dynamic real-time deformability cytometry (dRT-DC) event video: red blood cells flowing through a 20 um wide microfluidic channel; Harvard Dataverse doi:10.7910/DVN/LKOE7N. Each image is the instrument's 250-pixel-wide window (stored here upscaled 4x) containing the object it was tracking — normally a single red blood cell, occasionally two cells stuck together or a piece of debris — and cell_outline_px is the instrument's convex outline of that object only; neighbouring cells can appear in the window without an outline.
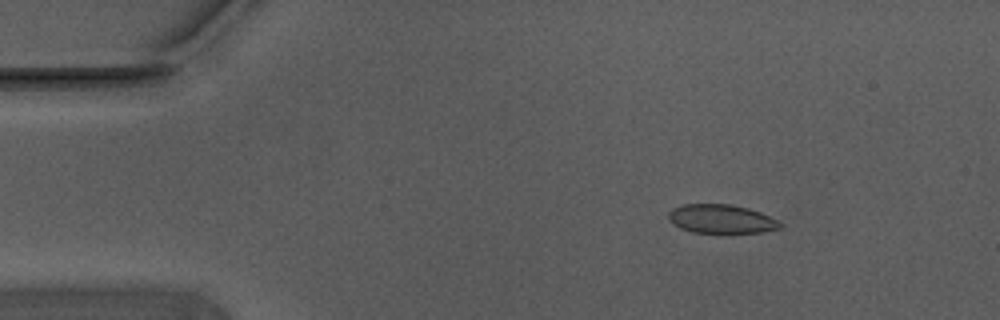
{"species": "Egyptian fruit bat (a non-hibernating species)", "species_latin": "Rousettus aegyptiacus", "temperature_condition": "warm", "stored_images_in_passage": 3, "camera_frame_rate_fps": 3000, "um_per_image_px": 0.085, "animal": {"sex": "male"}, "frame": {"image": 1, "passage_image": 1, "time_ms": 0.0, "image_size_px": [1000, 320], "cell_outline_px": [[784, 224], [780, 228], [760, 232], [728, 236], [720, 236], [692, 232], [680, 228], [668, 220], [668, 212], [672, 208], [684, 204], [728, 204], [748, 208], [760, 212]], "centroid_in_image_um": [61.29, 18.67], "position_along_channel_um": 23.7, "area_um2": 19.65}}